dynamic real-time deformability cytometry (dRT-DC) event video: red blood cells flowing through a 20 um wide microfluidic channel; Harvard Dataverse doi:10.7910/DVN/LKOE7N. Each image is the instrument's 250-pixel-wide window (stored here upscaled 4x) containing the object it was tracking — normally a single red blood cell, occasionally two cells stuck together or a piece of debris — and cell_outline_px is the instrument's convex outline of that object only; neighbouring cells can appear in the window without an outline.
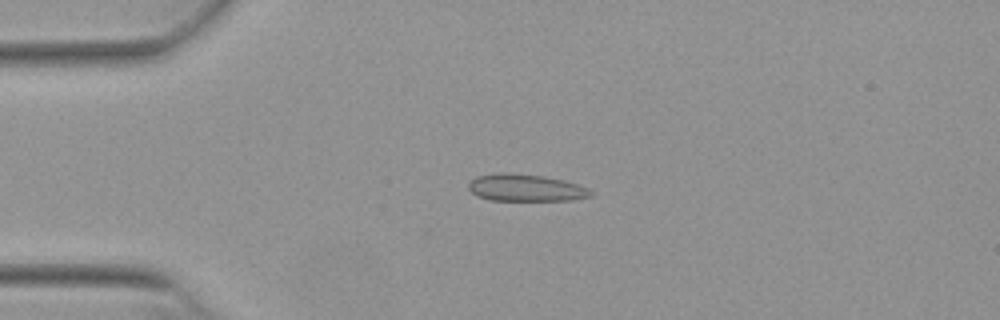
{"species": "Egyptian fruit bat (a non-hibernating species)", "species_latin": "Rousettus aegyptiacus", "temperature_condition": "warm", "stored_images_in_passage": 29, "camera_frame_rate_fps": 3000, "um_per_image_px": 0.085, "animal": {"sex": "female"}, "frame": {"image": 1, "passage_image": 1, "time_ms": 0.0, "image_size_px": [1000, 320], "cell_outline_px": [[592, 196], [572, 200], [488, 200], [476, 196], [468, 188], [468, 180], [476, 176], [496, 172], [508, 172], [544, 176], [564, 180], [588, 188], [592, 192]], "centroid_in_image_um": [44.62, 15.95], "position_along_channel_um": 40.4, "area_um2": 19.54}}
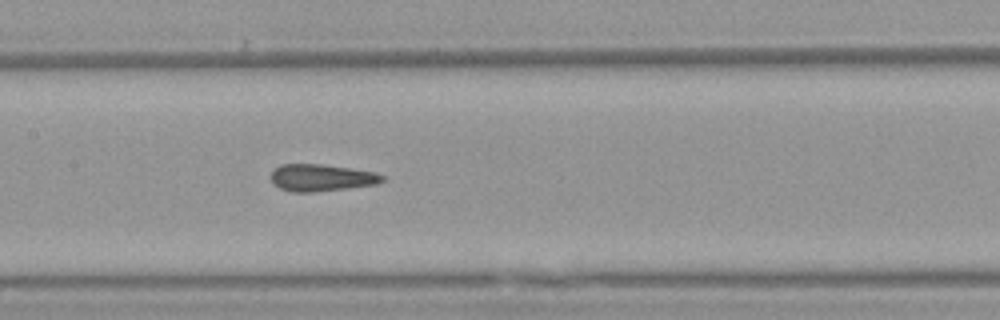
{"frame": {"image": 2, "passage_image": 14, "time_ms": 4.333, "image_size_px": [1000, 320], "cell_outline_px": [[384, 180], [376, 184], [348, 188], [312, 192], [292, 192], [280, 188], [272, 184], [272, 168], [280, 164], [324, 164], [352, 168], [376, 172], [384, 176]], "centroid_in_image_um": [27.3, 15.09], "position_along_channel_um": 180.1, "area_um2": 17.69}}
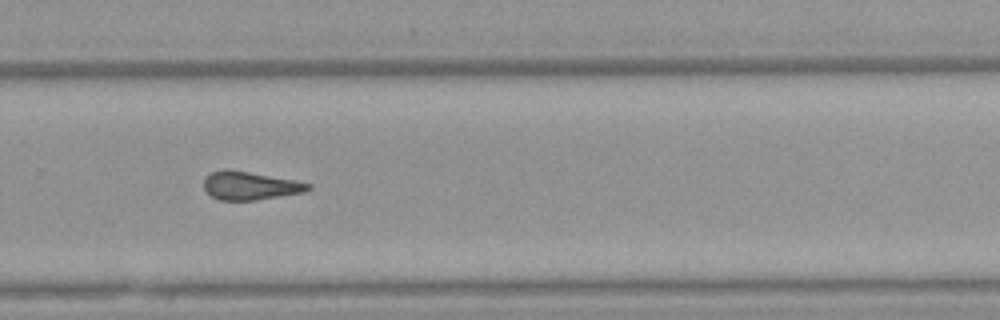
{"frame": {"image": 3, "passage_image": 24, "time_ms": 7.667, "image_size_px": [1000, 320], "cell_outline_px": [[312, 188], [304, 192], [256, 200], [220, 200], [212, 196], [204, 188], [204, 180], [212, 172], [224, 168], [228, 168], [296, 180], [312, 184]], "centroid_in_image_um": [21.28, 15.77], "position_along_channel_um": 308.5, "area_um2": 17.22}, "authors_computed_cell_mechanics": {"area_um2": 17.8024, "velocity_mm_per_s": 3.867, "shape_relaxation_time_tau1_ms": null, "shape_relaxation_time_tau2_ms": 1.9654, "deformation_change_tau1": null, "deformation_change_tau2": 0.1064}}